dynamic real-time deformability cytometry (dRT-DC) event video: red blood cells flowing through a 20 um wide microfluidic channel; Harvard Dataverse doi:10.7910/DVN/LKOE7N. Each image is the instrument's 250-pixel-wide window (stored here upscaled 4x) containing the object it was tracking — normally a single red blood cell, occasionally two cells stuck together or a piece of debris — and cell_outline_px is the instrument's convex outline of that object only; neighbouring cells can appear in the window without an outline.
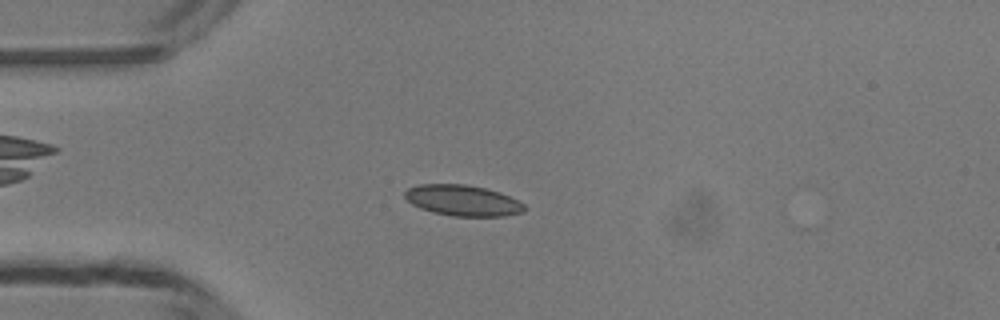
{"species": "common noctule bat (a hibernating species)", "species_latin": "Nyctalus noctula", "temperature_condition": "room temperature", "stored_images_in_passage": 13, "camera_frame_rate_fps": 3000, "um_per_image_px": 0.085, "animal": {"sex": "male", "body_mass_g": 13.3}, "frame": {"image": 1, "passage_image": 12, "time_ms": 3.667, "image_size_px": [1000, 320], "cell_outline_px": [[524, 212], [504, 216], [452, 216], [432, 212], [420, 208], [412, 204], [404, 196], [404, 192], [408, 188], [420, 184], [464, 184], [484, 188], [508, 196], [524, 204]], "centroid_in_image_um": [39.29, 17.04], "position_along_channel_um": 45.7, "area_um2": 21.27}}